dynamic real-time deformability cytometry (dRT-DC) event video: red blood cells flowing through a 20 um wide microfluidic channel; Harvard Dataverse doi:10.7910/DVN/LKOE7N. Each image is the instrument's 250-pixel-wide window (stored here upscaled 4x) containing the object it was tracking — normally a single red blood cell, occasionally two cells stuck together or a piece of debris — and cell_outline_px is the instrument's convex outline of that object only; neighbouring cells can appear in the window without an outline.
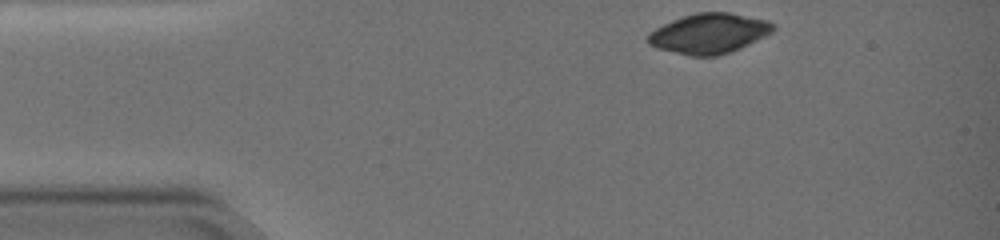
{"species": "common noctule bat (a hibernating species)", "species_latin": "Nyctalus noctula", "temperature_condition": "warm", "stored_images_in_passage": 49, "camera_frame_rate_fps": 3000, "um_per_image_px": 0.085, "animal": {"sex": "female", "body_mass_g": 19.0, "forearm_length_mm": 51.5}, "frame": {"image": 1, "passage_image": 1, "time_ms": 0.0, "image_size_px": [1000, 240], "cell_outline_px": [[772, 28], [768, 32], [728, 52], [712, 56], [692, 56], [660, 48], [652, 44], [648, 40], [648, 36], [656, 28], [672, 20], [696, 12], [728, 12], [764, 20], [772, 24]], "centroid_in_image_um": [60.19, 2.82], "position_along_channel_um": 24.8, "area_um2": 27.63}}
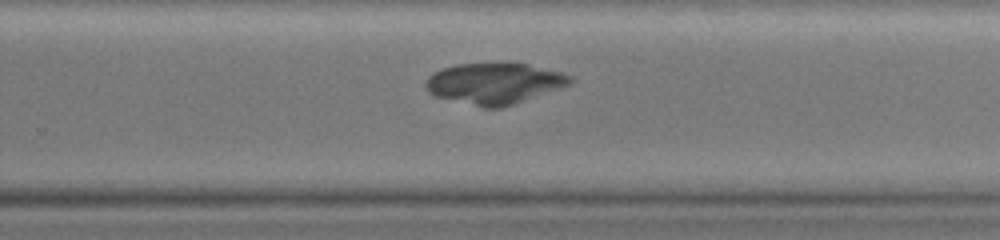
{"frame": {"image": 2, "passage_image": 34, "time_ms": 11.0, "image_size_px": [1000, 240], "cell_outline_px": [[572, 80], [568, 84], [504, 108], [484, 108], [436, 96], [428, 92], [424, 84], [428, 76], [444, 68], [456, 64], [504, 60], [508, 60], [528, 64], [560, 72], [572, 76]], "centroid_in_image_um": [41.99, 7.05], "position_along_channel_um": 287.8, "area_um2": 35.03}}
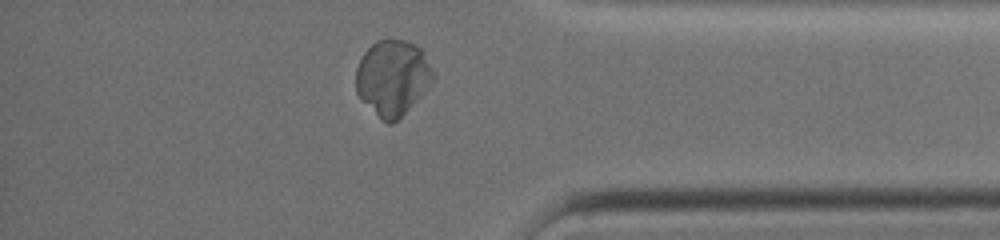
{"frame": {"image": 3, "passage_image": 46, "time_ms": 15.0, "image_size_px": [1000, 240], "cell_outline_px": [[436, 76], [432, 84], [392, 124], [388, 124], [360, 100], [356, 92], [356, 68], [364, 52], [376, 40], [388, 36], [392, 36], [404, 40], [420, 48], [432, 68]], "centroid_in_image_um": [33.36, 6.55], "position_along_channel_um": 401.8, "area_um2": 34.1}}